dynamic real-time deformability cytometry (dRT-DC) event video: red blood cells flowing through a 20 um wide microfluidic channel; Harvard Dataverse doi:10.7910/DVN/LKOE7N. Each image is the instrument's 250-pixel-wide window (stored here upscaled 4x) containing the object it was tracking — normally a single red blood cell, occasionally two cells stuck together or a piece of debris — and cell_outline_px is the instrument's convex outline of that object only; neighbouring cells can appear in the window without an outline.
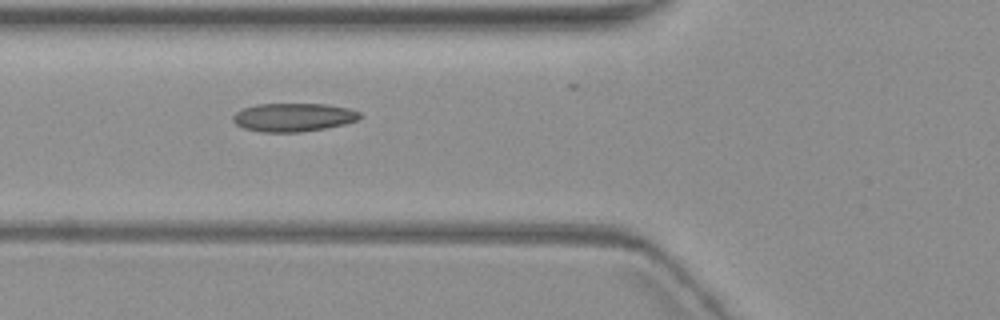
{"species": "common noctule bat (a hibernating species)", "species_latin": "Nyctalus noctula", "temperature_condition": "warm", "stored_images_in_passage": 7, "camera_frame_rate_fps": 3000, "um_per_image_px": 0.085, "animal": {"sex": "female", "body_mass_g": 19.3, "forearm_length_mm": 54.1}, "frame": {"image": 1, "passage_image": 4, "time_ms": 3.667, "image_size_px": [1000, 320], "cell_outline_px": [[360, 116], [356, 120], [344, 124], [324, 128], [300, 132], [260, 132], [244, 128], [236, 124], [232, 120], [232, 116], [236, 112], [244, 108], [256, 104], [324, 104], [348, 108], [360, 112]], "centroid_in_image_um": [24.9, 9.97], "position_along_channel_um": 100.9, "area_um2": 20.87}}
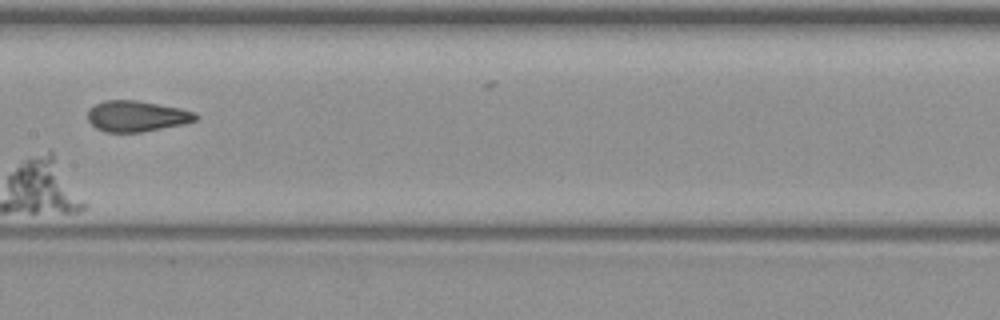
{"frame": {"image": 2, "passage_image": 6, "time_ms": 6.333, "image_size_px": [1000, 320], "cell_outline_px": [[200, 116], [196, 120], [184, 124], [140, 132], [104, 132], [96, 128], [88, 120], [88, 108], [104, 100], [136, 100], [180, 108], [196, 112]], "centroid_in_image_um": [11.62, 9.87], "position_along_channel_um": 195.8, "area_um2": 19.48}}
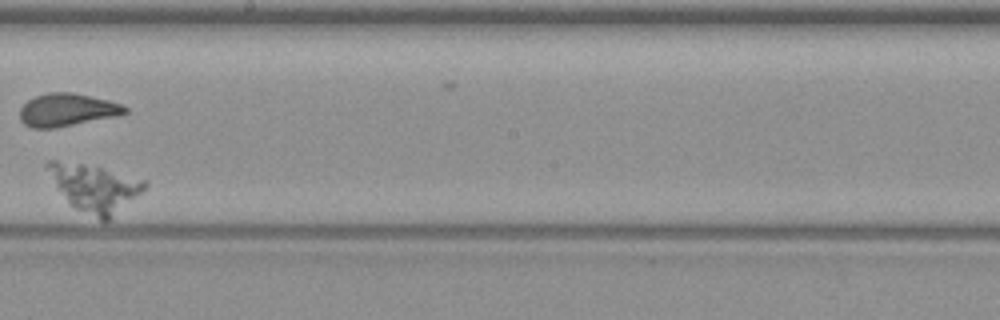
{"frame": {"image": 3, "passage_image": 7, "time_ms": 7.667, "image_size_px": [1000, 320], "cell_outline_px": [[148, 184], [140, 192], [104, 224], [68, 204], [56, 188], [44, 164], [48, 160], [56, 160], [84, 164], [148, 180]], "centroid_in_image_um": [7.99, 15.99], "position_along_channel_um": 240.2, "area_um2": 26.65}}